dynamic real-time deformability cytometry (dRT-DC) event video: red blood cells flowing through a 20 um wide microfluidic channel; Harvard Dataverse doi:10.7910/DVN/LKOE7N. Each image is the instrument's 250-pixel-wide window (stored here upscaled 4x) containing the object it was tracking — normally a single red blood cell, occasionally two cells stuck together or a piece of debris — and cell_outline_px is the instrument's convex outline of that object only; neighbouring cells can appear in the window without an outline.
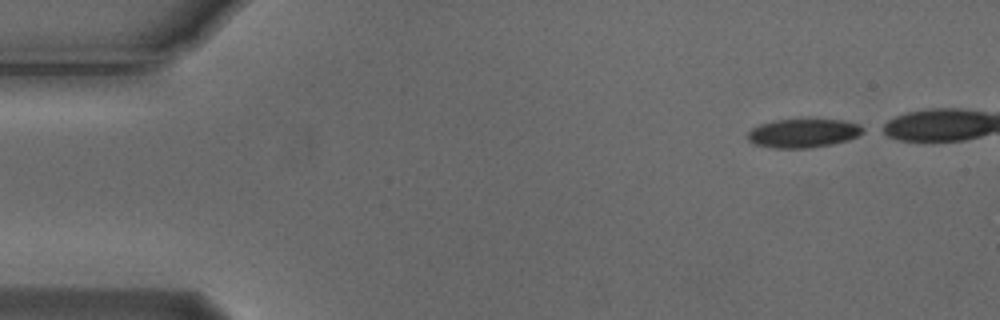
{"species": "Egyptian fruit bat (a non-hibernating species)", "species_latin": "Rousettus aegyptiacus", "temperature_condition": "cold", "stored_images_in_passage": 5, "camera_frame_rate_fps": 3000, "um_per_image_px": 0.085, "animal": {"sex": "male"}, "frame": {"image": 1, "passage_image": 1, "time_ms": 0.0, "image_size_px": [1000, 320], "cell_outline_px": [[868, 128], [864, 132], [848, 140], [832, 144], [808, 148], [776, 148], [756, 144], [748, 140], [748, 132], [752, 128], [760, 124], [776, 120], [840, 120], [860, 124]], "centroid_in_image_um": [68.32, 11.32], "position_along_channel_um": 16.7, "area_um2": 19.19}}